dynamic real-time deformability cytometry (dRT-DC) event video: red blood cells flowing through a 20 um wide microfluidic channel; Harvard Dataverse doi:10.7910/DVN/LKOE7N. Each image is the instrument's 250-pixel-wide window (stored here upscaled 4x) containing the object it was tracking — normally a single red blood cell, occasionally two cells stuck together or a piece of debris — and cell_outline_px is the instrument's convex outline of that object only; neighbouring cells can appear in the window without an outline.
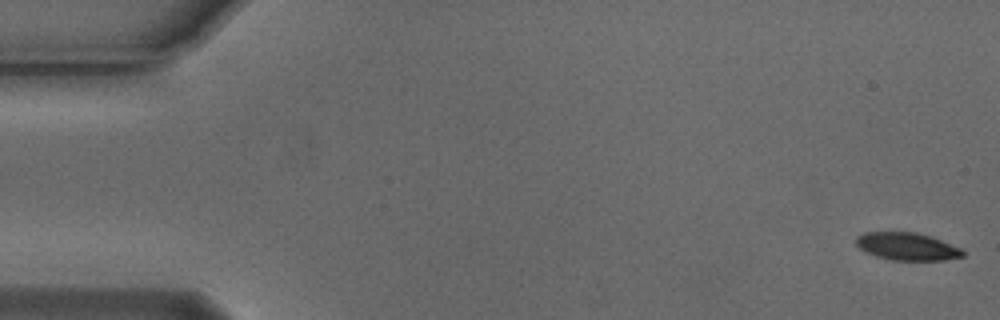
{"species": "Egyptian fruit bat (a non-hibernating species)", "species_latin": "Rousettus aegyptiacus", "temperature_condition": "cold", "stored_images_in_passage": 52, "camera_frame_rate_fps": 3000, "um_per_image_px": 0.085, "animal": {"sex": "male"}, "frame": {"image": 1, "passage_image": 1, "time_ms": 0.0, "image_size_px": [1000, 320], "cell_outline_px": [[964, 256], [944, 260], [892, 260], [876, 256], [860, 248], [856, 244], [856, 236], [864, 232], [916, 232], [932, 236], [960, 248], [964, 252]], "centroid_in_image_um": [77.1, 20.94], "position_along_channel_um": 7.9, "area_um2": 17.11}}
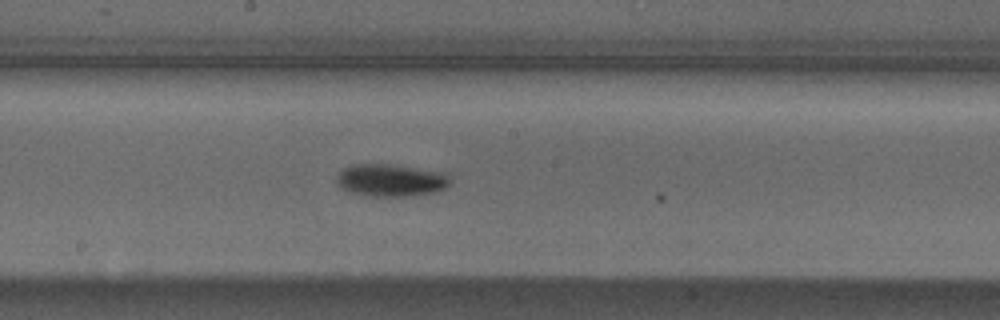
{"frame": {"image": 2, "passage_image": 29, "time_ms": 9.333, "image_size_px": [1000, 320], "cell_outline_px": [[452, 180], [444, 188], [436, 192], [404, 196], [372, 196], [352, 192], [340, 188], [336, 180], [336, 176], [344, 168], [352, 164], [396, 164], [444, 172]], "centroid_in_image_um": [33.22, 15.3], "position_along_channel_um": 215.0, "area_um2": 21.5}}
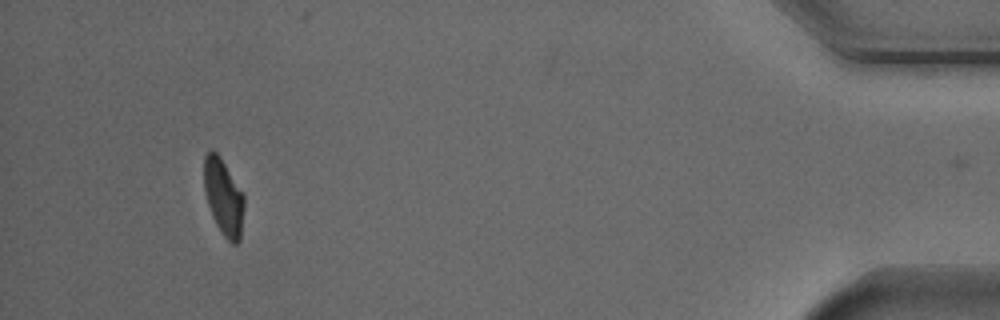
{"frame": {"image": 3, "passage_image": 51, "time_ms": 16.667, "image_size_px": [1000, 320], "cell_outline_px": [[244, 208], [240, 240], [236, 244], [232, 244], [224, 236], [216, 224], [212, 216], [208, 204], [204, 188], [204, 156], [212, 148], [220, 156], [244, 196]], "centroid_in_image_um": [18.99, 16.75], "position_along_channel_um": 416.2, "area_um2": 17.69}, "authors_computed_cell_mechanics": {"area_um2": 19.1896, "velocity_mm_per_s": 3.7442, "shape_relaxation_time_tau1_ms": 1.7771, "shape_relaxation_time_tau2_ms": null, "deformation_change_tau1": 0.1254, "deformation_change_tau2": null}}